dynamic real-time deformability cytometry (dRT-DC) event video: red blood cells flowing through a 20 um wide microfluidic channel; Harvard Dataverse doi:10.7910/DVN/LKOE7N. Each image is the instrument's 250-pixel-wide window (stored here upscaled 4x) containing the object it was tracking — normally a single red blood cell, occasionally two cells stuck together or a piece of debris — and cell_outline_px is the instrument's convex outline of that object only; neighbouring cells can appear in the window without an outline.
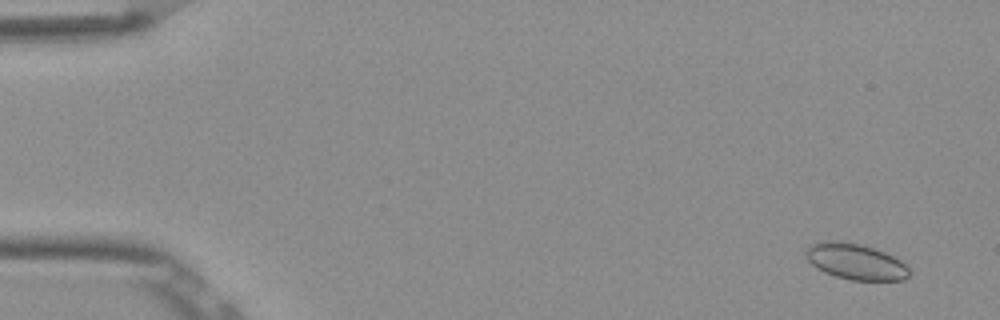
{"species": "Egyptian fruit bat (a non-hibernating species)", "species_latin": "Rousettus aegyptiacus", "temperature_condition": "room temperature", "stored_images_in_passage": 55, "camera_frame_rate_fps": 3000, "um_per_image_px": 0.085, "frame": {"image": 1, "passage_image": 4, "time_ms": 1.0, "image_size_px": [1000, 320], "cell_outline_px": [[908, 276], [904, 280], [852, 280], [836, 276], [824, 272], [816, 268], [804, 256], [804, 252], [812, 244], [828, 240], [832, 240], [860, 244], [884, 252], [900, 260], [908, 268]], "centroid_in_image_um": [72.69, 22.24], "position_along_channel_um": 12.3, "area_um2": 21.39}}
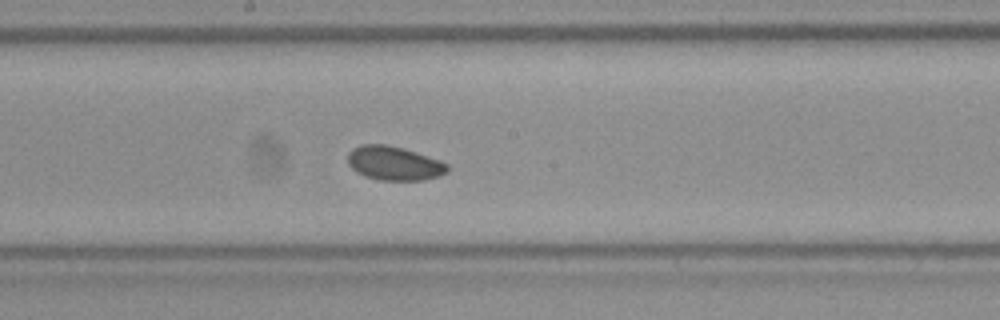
{"frame": {"image": 2, "passage_image": 30, "time_ms": 9.667, "image_size_px": [1000, 320], "cell_outline_px": [[448, 172], [440, 176], [424, 180], [380, 180], [364, 176], [356, 172], [348, 164], [348, 152], [352, 148], [360, 144], [384, 144], [404, 148], [440, 160], [448, 164]], "centroid_in_image_um": [33.49, 13.88], "position_along_channel_um": 214.7, "area_um2": 19.94}}
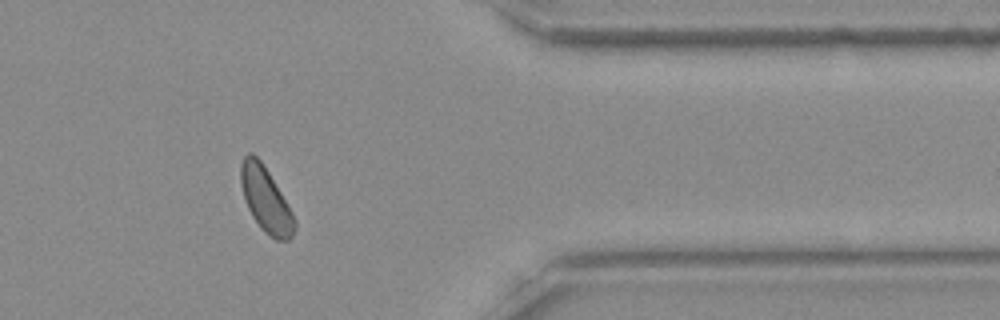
{"frame": {"image": 3, "passage_image": 45, "time_ms": 14.667, "image_size_px": [1000, 320], "cell_outline_px": [[296, 228], [292, 236], [288, 240], [276, 240], [264, 232], [260, 228], [252, 216], [244, 200], [240, 184], [240, 164], [244, 156], [248, 152], [252, 152], [260, 160], [268, 172], [292, 212], [296, 220]], "centroid_in_image_um": [22.56, 16.98], "position_along_channel_um": 388.8, "area_um2": 20.29}, "authors_computed_cell_mechanics": {"area_um2": 20.0566, "velocity_mm_per_s": 3.8398, "shape_relaxation_time_tau1_ms": null, "shape_relaxation_time_tau2_ms": 8.1022, "deformation_change_tau1": null, "deformation_change_tau2": 0.1049}}